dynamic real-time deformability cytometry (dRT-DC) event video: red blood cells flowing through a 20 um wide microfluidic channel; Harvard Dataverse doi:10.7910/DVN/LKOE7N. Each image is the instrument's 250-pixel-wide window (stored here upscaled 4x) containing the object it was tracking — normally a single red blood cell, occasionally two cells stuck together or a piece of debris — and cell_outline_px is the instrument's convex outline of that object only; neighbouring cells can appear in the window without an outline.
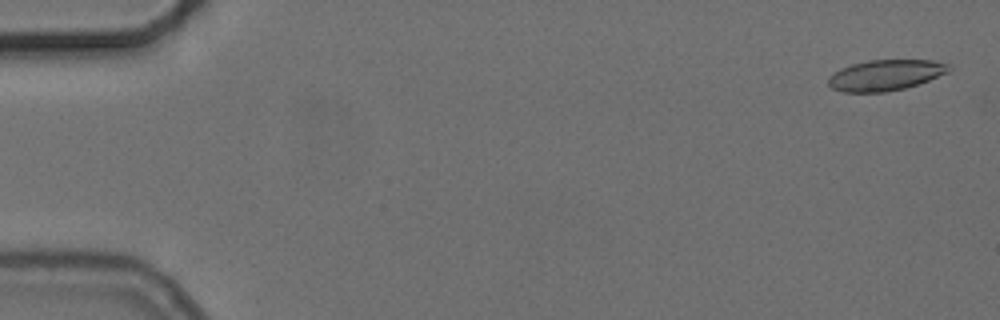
{"species": "common noctule bat (a hibernating species)", "species_latin": "Nyctalus noctula", "temperature_condition": "cold", "stored_images_in_passage": 7, "camera_frame_rate_fps": 3000, "um_per_image_px": 0.085, "animal": {"sex": "female", "body_mass_g": 24.6, "forearm_length_mm": 56.2}, "frame": {"image": 1, "passage_image": 2, "time_ms": 0.333, "image_size_px": [1000, 320], "cell_outline_px": [[952, 68], [948, 72], [928, 80], [904, 88], [884, 92], [840, 92], [832, 88], [828, 84], [828, 76], [832, 72], [840, 68], [852, 64], [868, 60], [932, 60], [948, 64]], "centroid_in_image_um": [75.21, 6.38], "position_along_channel_um": 9.8, "area_um2": 21.62}}